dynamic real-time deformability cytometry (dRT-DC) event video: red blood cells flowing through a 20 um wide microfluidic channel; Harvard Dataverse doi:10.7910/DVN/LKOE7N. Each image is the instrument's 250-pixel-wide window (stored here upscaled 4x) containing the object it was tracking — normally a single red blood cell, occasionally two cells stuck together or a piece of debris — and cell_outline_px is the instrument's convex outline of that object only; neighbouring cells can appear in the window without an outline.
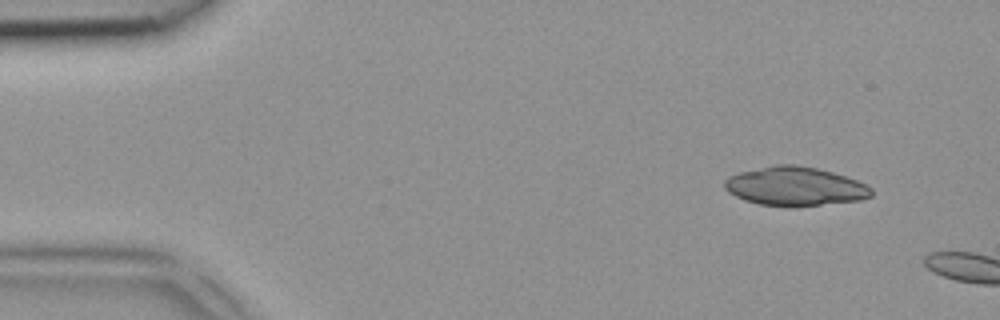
{"species": "common noctule bat (a hibernating species)", "species_latin": "Nyctalus noctula", "temperature_condition": "room temperature", "stored_images_in_passage": 2, "camera_frame_rate_fps": 3000, "um_per_image_px": 0.085, "animal": {"sex": "female", "body_mass_g": 18.4}, "frame": {"image": 1, "passage_image": 1, "time_ms": 0.0, "image_size_px": [1000, 320], "cell_outline_px": [[872, 196], [860, 200], [792, 208], [760, 204], [744, 200], [728, 192], [724, 188], [724, 180], [728, 176], [740, 172], [776, 164], [796, 164], [816, 168], [832, 172], [856, 180], [872, 188]], "centroid_in_image_um": [67.56, 15.85], "position_along_channel_um": 17.4, "area_um2": 33.47}}